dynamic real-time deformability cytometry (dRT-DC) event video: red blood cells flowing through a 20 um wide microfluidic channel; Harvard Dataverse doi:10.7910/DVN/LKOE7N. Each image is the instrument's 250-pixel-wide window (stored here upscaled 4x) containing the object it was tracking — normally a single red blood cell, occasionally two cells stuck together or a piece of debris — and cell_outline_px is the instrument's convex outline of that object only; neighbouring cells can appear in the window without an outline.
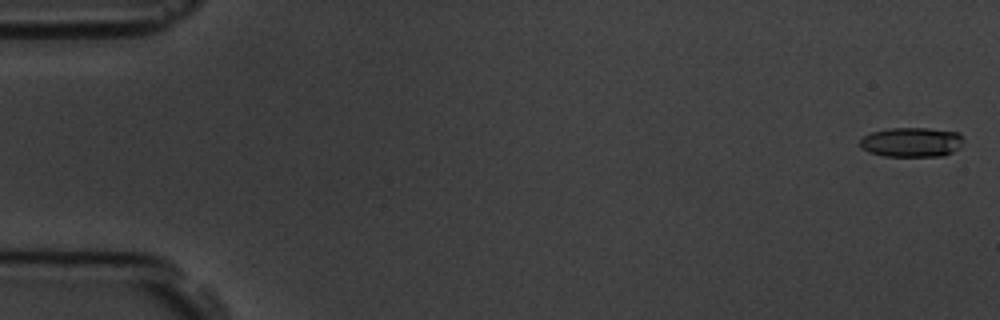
{"species": "common noctule bat (a hibernating species)", "species_latin": "Nyctalus noctula", "temperature_condition": "room temperature", "stored_images_in_passage": 4, "camera_frame_rate_fps": 3000, "um_per_image_px": 0.085, "animal": {"sex": "male", "body_mass_g": 19.5, "forearm_length_mm": 54.6}, "frame": {"image": 1, "passage_image": 1, "time_ms": 0.0, "image_size_px": [1000, 320], "cell_outline_px": [[964, 144], [960, 148], [944, 156], [884, 156], [868, 152], [860, 148], [860, 140], [864, 136], [872, 132], [888, 128], [928, 128], [960, 132], [964, 140]], "centroid_in_image_um": [77.52, 12.08], "position_along_channel_um": 7.5, "area_um2": 18.15}}